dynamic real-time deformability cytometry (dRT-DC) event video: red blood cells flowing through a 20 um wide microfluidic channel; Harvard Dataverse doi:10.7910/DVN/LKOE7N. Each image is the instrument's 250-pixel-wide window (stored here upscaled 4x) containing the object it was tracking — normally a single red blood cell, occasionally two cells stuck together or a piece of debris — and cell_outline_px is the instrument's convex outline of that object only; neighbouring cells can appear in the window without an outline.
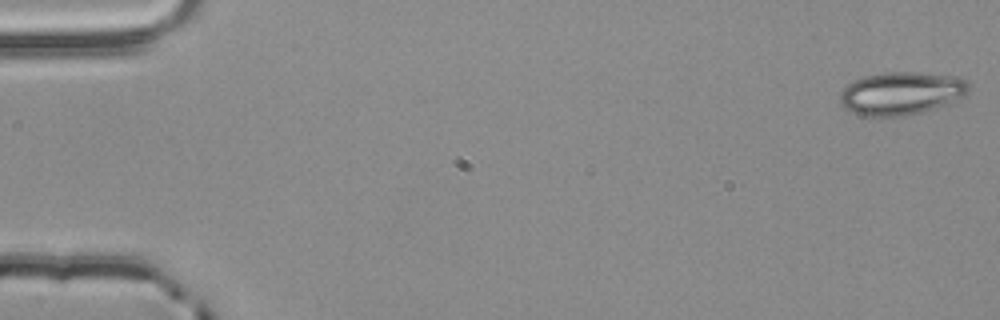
{"species": "common noctule bat (a hibernating species)", "species_latin": "Nyctalus noctula", "temperature_condition": "room temperature", "stored_images_in_passage": 54, "camera_frame_rate_fps": 3000, "um_per_image_px": 0.085, "animal": {"sex": "male", "body_mass_g": 20.4}, "frame": {"image": 1, "passage_image": 1, "time_ms": 0.0, "image_size_px": [1000, 320], "cell_outline_px": [[968, 92], [964, 96], [936, 108], [924, 112], [904, 116], [860, 116], [844, 108], [840, 100], [840, 92], [852, 80], [864, 76], [888, 72], [916, 72], [960, 76], [968, 84]], "centroid_in_image_um": [76.59, 7.93], "position_along_channel_um": 8.4, "area_um2": 32.43}}
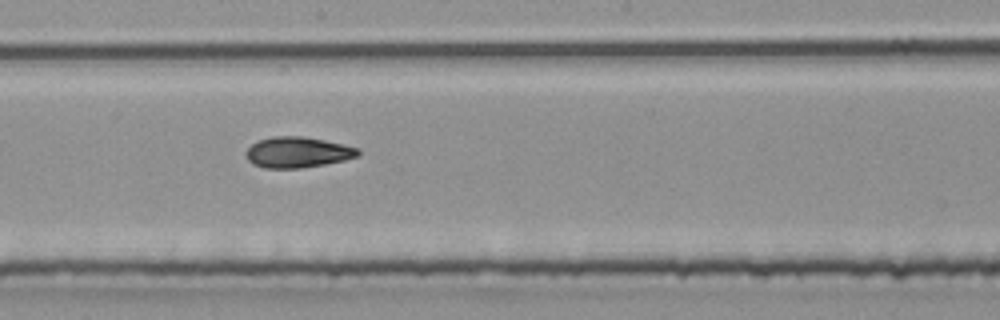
{"frame": {"image": 2, "passage_image": 30, "time_ms": 9.667, "image_size_px": [1000, 320], "cell_outline_px": [[360, 156], [344, 160], [324, 164], [300, 168], [264, 168], [252, 164], [248, 160], [244, 152], [256, 140], [272, 136], [300, 136], [324, 140], [360, 148]], "centroid_in_image_um": [25.27, 12.94], "position_along_channel_um": 222.9, "area_um2": 20.23}}
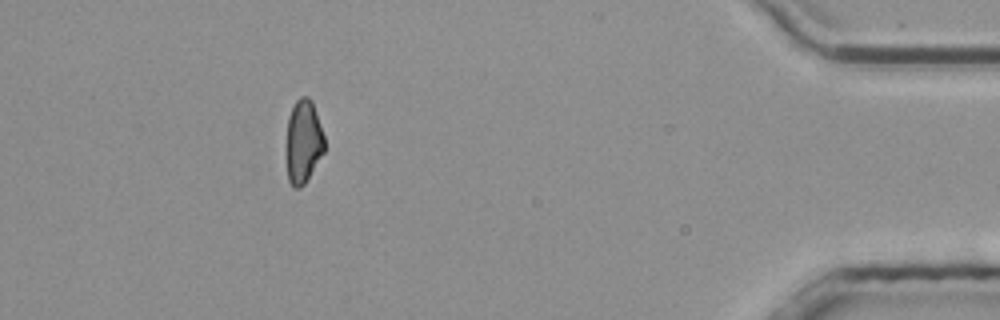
{"frame": {"image": 3, "passage_image": 49, "time_ms": 16.0, "image_size_px": [1000, 320], "cell_outline_px": [[324, 152], [304, 184], [300, 188], [292, 188], [288, 180], [284, 152], [288, 116], [296, 100], [300, 96], [308, 96], [312, 100], [324, 136]], "centroid_in_image_um": [25.73, 12.05], "position_along_channel_um": 409.5, "area_um2": 19.07}, "authors_computed_cell_mechanics": {"area_um2": 20.0566, "velocity_mm_per_s": 3.867, "shape_relaxation_time_tau1_ms": 5.6286, "shape_relaxation_time_tau2_ms": 2.9122, "deformation_change_tau1": 0.1358, "deformation_change_tau2": 0.0963}}